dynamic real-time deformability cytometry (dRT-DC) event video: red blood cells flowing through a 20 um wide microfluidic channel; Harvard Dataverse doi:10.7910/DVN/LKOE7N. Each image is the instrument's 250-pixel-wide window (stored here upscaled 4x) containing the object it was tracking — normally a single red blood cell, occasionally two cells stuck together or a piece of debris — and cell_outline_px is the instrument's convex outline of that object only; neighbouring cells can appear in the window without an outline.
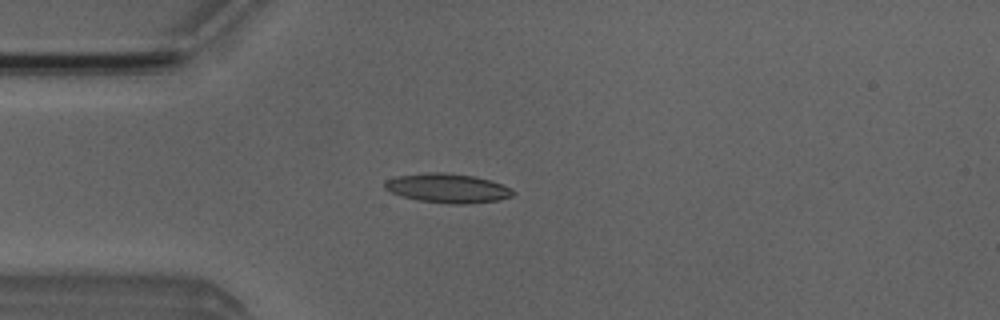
{"species": "Egyptian fruit bat (a non-hibernating species)", "species_latin": "Rousettus aegyptiacus", "temperature_condition": "room temperature", "stored_images_in_passage": 5, "camera_frame_rate_fps": 3000, "um_per_image_px": 0.085, "animal": {"sex": "male"}, "frame": {"image": 1, "passage_image": 4, "time_ms": 3.667, "image_size_px": [1000, 320], "cell_outline_px": [[516, 192], [512, 196], [500, 200], [464, 204], [452, 204], [420, 200], [400, 196], [384, 188], [384, 180], [396, 176], [424, 172], [444, 172], [476, 176], [492, 180], [512, 188]], "centroid_in_image_um": [38.06, 15.98], "position_along_channel_um": 46.9, "area_um2": 22.14}}